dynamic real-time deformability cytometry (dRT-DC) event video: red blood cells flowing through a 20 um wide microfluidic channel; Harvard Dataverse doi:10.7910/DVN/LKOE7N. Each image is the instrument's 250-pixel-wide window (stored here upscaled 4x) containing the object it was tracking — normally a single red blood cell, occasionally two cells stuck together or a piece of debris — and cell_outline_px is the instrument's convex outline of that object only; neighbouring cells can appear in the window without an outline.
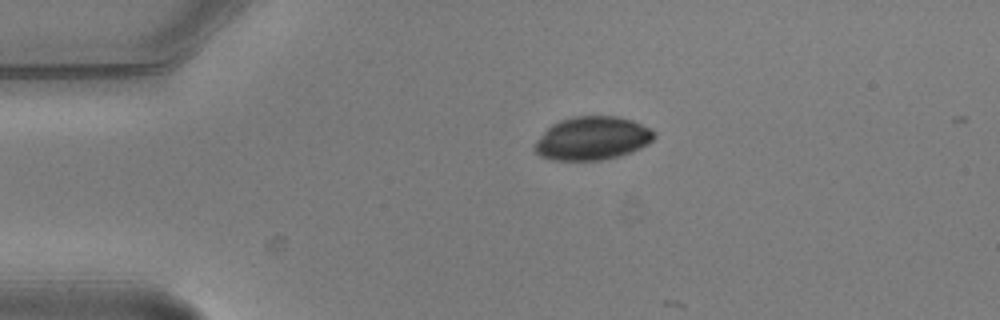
{"species": "common noctule bat (a hibernating species)", "species_latin": "Nyctalus noctula", "temperature_condition": "warm", "stored_images_in_passage": 3, "camera_frame_rate_fps": 3000, "um_per_image_px": 0.085, "animal": {"sex": "male", "body_mass_g": 20.5, "forearm_length_mm": 52.5}, "frame": {"image": 1, "passage_image": 1, "time_ms": 0.0, "image_size_px": [1000, 320], "cell_outline_px": [[656, 136], [648, 144], [632, 152], [620, 156], [600, 160], [552, 160], [540, 156], [532, 148], [536, 140], [552, 124], [560, 120], [572, 116], [616, 116], [632, 120], [652, 128], [656, 132]], "centroid_in_image_um": [50.36, 11.76], "position_along_channel_um": 34.6, "area_um2": 30.46}}